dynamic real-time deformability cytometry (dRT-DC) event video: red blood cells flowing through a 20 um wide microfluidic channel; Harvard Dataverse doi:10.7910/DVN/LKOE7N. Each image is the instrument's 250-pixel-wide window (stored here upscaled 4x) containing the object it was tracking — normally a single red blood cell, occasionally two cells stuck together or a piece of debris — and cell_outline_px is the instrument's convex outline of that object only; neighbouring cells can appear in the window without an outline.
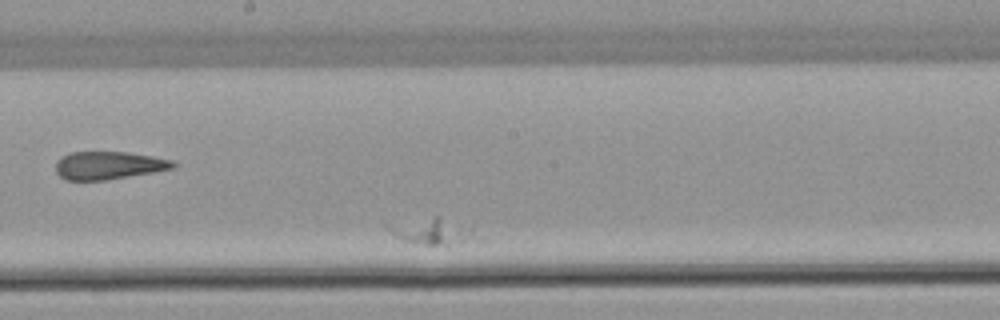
{"species": "common noctule bat (a hibernating species)", "species_latin": "Nyctalus noctula", "temperature_condition": "warm", "stored_images_in_passage": 41, "segment_of_instrument_passage": [2, 2], "camera_frame_rate_fps": 3000, "um_per_image_px": 0.085, "animal": {"sex": "female", "body_mass_g": 22.7, "forearm_length_mm": 54.2}, "frame": {"image": 1, "passage_image": 31, "time_ms": 10.0, "image_size_px": [1000, 320], "cell_outline_px": [[464, 240], [448, 248], [424, 244], [404, 240], [392, 232], [384, 224], [436, 216], [440, 216]], "centroid_in_image_um": [36.26, 19.7], "position_along_channel_um": 211.9, "area_um2": 11.04}}